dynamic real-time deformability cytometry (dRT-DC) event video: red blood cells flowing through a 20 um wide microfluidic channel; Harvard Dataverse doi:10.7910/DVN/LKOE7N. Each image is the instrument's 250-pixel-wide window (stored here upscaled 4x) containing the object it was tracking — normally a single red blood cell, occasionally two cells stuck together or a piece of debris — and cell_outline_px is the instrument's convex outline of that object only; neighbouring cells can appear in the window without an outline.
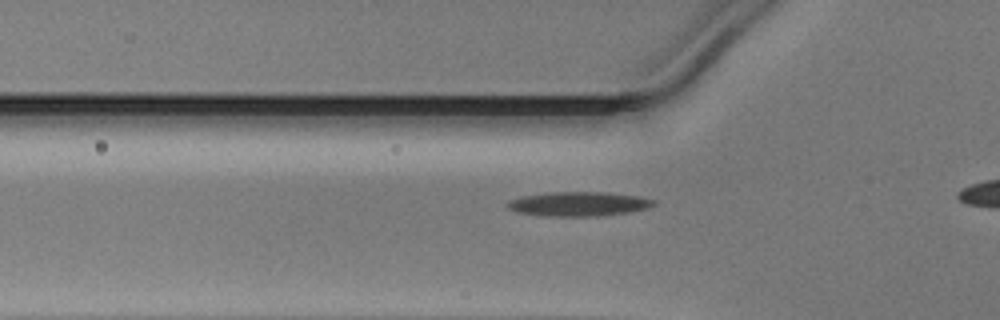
{"species": "Egyptian fruit bat (a non-hibernating species)", "species_latin": "Rousettus aegyptiacus", "temperature_condition": "warm", "stored_images_in_passage": 35, "camera_frame_rate_fps": 3000, "um_per_image_px": 0.085, "animal": {"sex": "male"}, "frame": {"image": 1, "passage_image": 11, "time_ms": 3.333, "image_size_px": [1000, 320], "cell_outline_px": [[656, 204], [648, 208], [628, 212], [596, 216], [548, 216], [516, 212], [508, 208], [508, 204], [512, 200], [524, 196], [552, 192], [604, 192], [640, 196], [656, 200]], "centroid_in_image_um": [49.25, 17.33], "position_along_channel_um": 76.5, "area_um2": 20.52}}
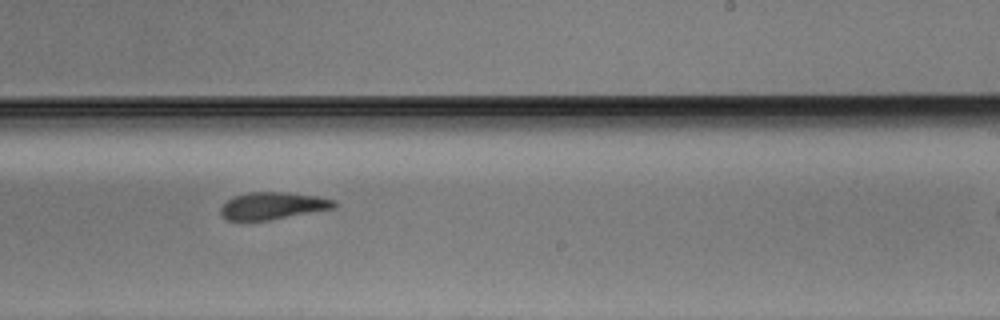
{"frame": {"image": 2, "passage_image": 25, "time_ms": 8.0, "image_size_px": [1000, 320], "cell_outline_px": [[336, 204], [332, 208], [268, 220], [228, 220], [220, 212], [220, 208], [232, 196], [248, 192], [288, 192], [316, 196], [336, 200]], "centroid_in_image_um": [23.15, 17.47], "position_along_channel_um": 265.8, "area_um2": 17.69}}
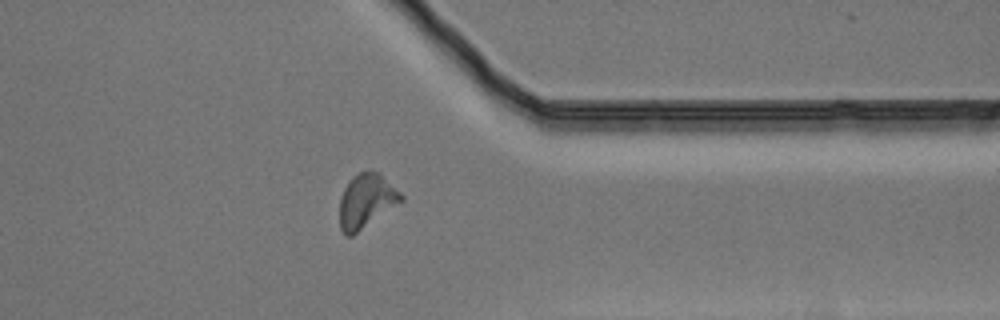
{"frame": {"image": 3, "passage_image": 34, "time_ms": 11.0, "image_size_px": [1000, 320], "cell_outline_px": [[404, 200], [352, 236], [344, 236], [340, 228], [340, 196], [344, 188], [352, 176], [360, 172], [380, 172], [404, 196]], "centroid_in_image_um": [31.13, 17.09], "position_along_channel_um": 380.3, "area_um2": 19.36}}